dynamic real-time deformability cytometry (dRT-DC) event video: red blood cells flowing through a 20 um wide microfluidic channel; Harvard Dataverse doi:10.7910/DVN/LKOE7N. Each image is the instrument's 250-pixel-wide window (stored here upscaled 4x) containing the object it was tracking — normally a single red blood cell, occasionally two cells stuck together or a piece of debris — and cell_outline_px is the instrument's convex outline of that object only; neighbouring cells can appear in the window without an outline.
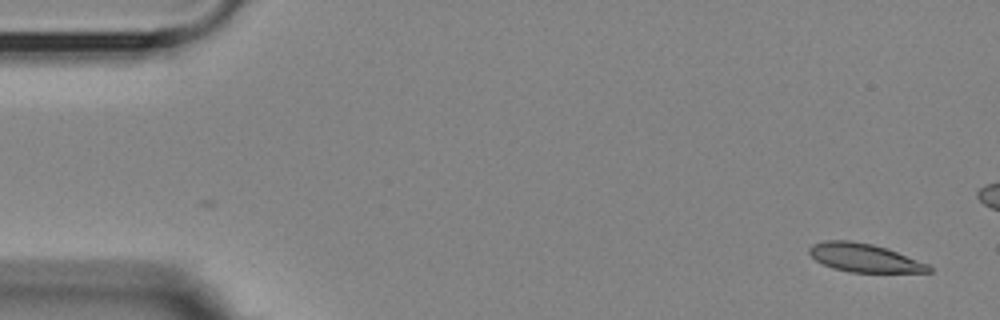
{"species": "Egyptian fruit bat (a non-hibernating species)", "species_latin": "Rousettus aegyptiacus", "temperature_condition": "room temperature", "stored_images_in_passage": 2, "camera_frame_rate_fps": 3000, "um_per_image_px": 0.085, "animal": {"sex": "female"}, "frame": {"image": 1, "passage_image": 2, "time_ms": 1.0, "image_size_px": [1000, 320], "cell_outline_px": [[932, 272], [848, 272], [832, 268], [816, 260], [808, 252], [808, 248], [812, 244], [824, 240], [848, 240], [872, 244], [888, 248], [928, 264], [932, 268]], "centroid_in_image_um": [73.45, 21.9], "position_along_channel_um": 11.6, "area_um2": 19.83}}